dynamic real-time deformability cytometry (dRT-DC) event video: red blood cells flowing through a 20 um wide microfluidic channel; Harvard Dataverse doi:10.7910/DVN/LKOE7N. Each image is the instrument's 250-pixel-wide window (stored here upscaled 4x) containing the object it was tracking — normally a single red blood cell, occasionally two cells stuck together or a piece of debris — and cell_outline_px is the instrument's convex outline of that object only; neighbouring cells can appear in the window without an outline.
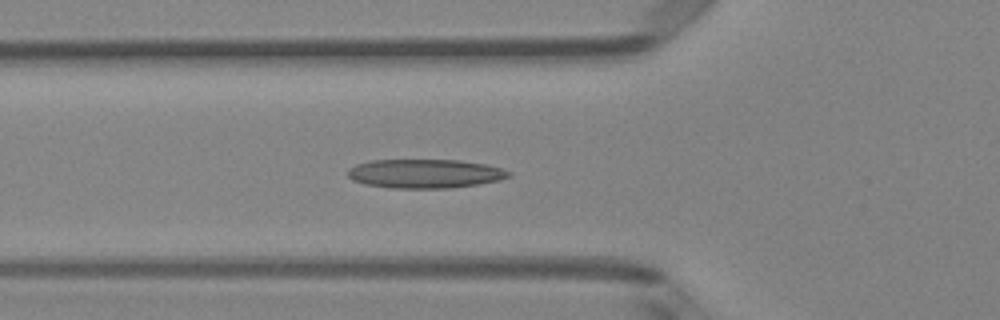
{"species": "Egyptian fruit bat (a non-hibernating species)", "species_latin": "Rousettus aegyptiacus", "temperature_condition": "room temperature", "stored_images_in_passage": 31, "camera_frame_rate_fps": 3000, "um_per_image_px": 0.085, "animal": {"sex": "female"}, "frame": {"image": 1, "passage_image": 2, "time_ms": 0.333, "image_size_px": [1000, 320], "cell_outline_px": [[512, 176], [500, 180], [480, 184], [448, 188], [392, 188], [364, 184], [352, 180], [348, 176], [348, 168], [356, 164], [372, 160], [460, 160], [484, 164], [500, 168], [512, 172]], "centroid_in_image_um": [36.13, 14.76], "position_along_channel_um": 89.7, "area_um2": 27.28}}
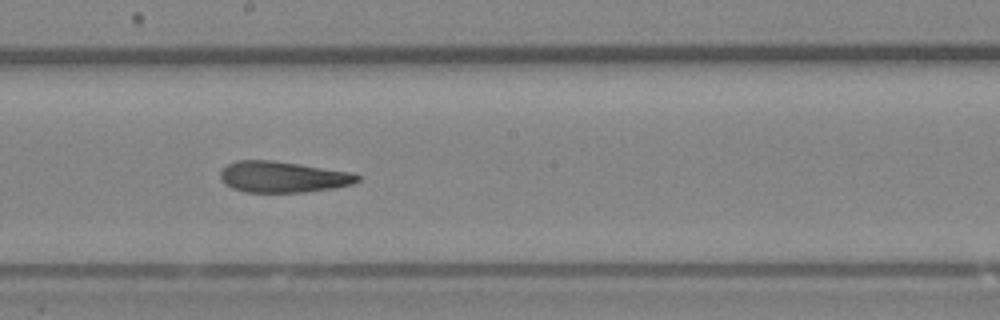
{"frame": {"image": 2, "passage_image": 12, "time_ms": 3.667, "image_size_px": [1000, 320], "cell_outline_px": [[360, 180], [352, 184], [336, 188], [304, 192], [244, 192], [232, 188], [224, 184], [220, 180], [220, 172], [228, 164], [236, 160], [272, 160], [300, 164], [352, 172], [360, 176]], "centroid_in_image_um": [24.04, 15.04], "position_along_channel_um": 224.2, "area_um2": 25.03}}
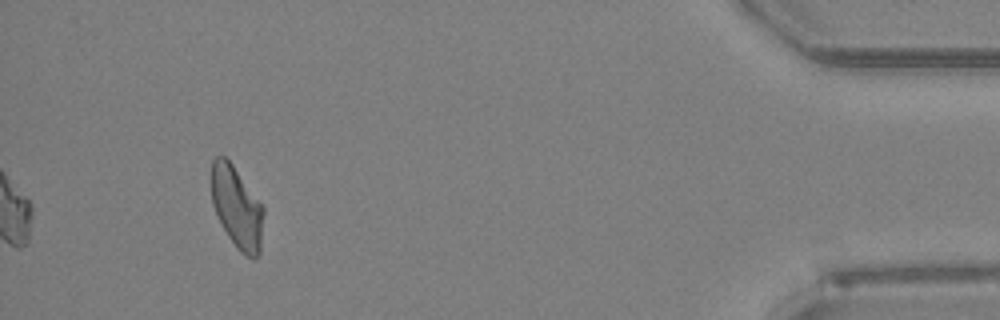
{"frame": {"image": 3, "passage_image": 31, "time_ms": 10.0, "image_size_px": [1000, 320], "cell_outline_px": [[264, 212], [260, 252], [252, 260], [240, 252], [236, 248], [228, 236], [212, 204], [208, 180], [212, 160], [216, 156], [224, 156], [232, 164], [264, 208]], "centroid_in_image_um": [20.09, 17.6], "position_along_channel_um": 415.1, "area_um2": 25.14}}